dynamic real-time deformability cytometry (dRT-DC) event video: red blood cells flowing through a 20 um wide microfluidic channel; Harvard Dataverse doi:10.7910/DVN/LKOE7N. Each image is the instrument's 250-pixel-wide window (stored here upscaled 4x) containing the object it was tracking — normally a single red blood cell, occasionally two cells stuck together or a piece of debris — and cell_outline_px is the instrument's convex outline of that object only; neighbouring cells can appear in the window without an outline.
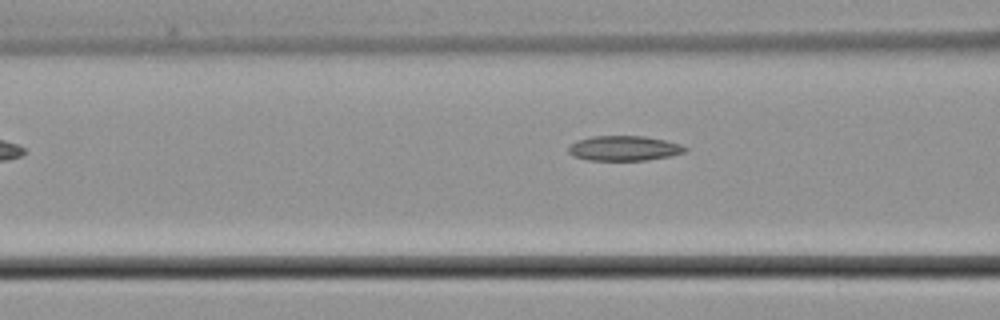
{"species": "common noctule bat (a hibernating species)", "species_latin": "Nyctalus noctula", "temperature_condition": "cold", "stored_images_in_passage": 6, "camera_frame_rate_fps": 3000, "um_per_image_px": 0.085, "animal": {"sex": "male", "body_mass_g": 21.5, "forearm_length_mm": 52.0}, "frame": {"image": 1, "passage_image": 6, "time_ms": 6.333, "image_size_px": [1000, 320], "cell_outline_px": [[688, 152], [648, 160], [588, 160], [572, 156], [568, 152], [568, 148], [576, 140], [592, 136], [644, 136], [664, 140], [680, 144], [688, 148]], "centroid_in_image_um": [53.04, 12.6], "position_along_channel_um": 113.6, "area_um2": 16.99}}